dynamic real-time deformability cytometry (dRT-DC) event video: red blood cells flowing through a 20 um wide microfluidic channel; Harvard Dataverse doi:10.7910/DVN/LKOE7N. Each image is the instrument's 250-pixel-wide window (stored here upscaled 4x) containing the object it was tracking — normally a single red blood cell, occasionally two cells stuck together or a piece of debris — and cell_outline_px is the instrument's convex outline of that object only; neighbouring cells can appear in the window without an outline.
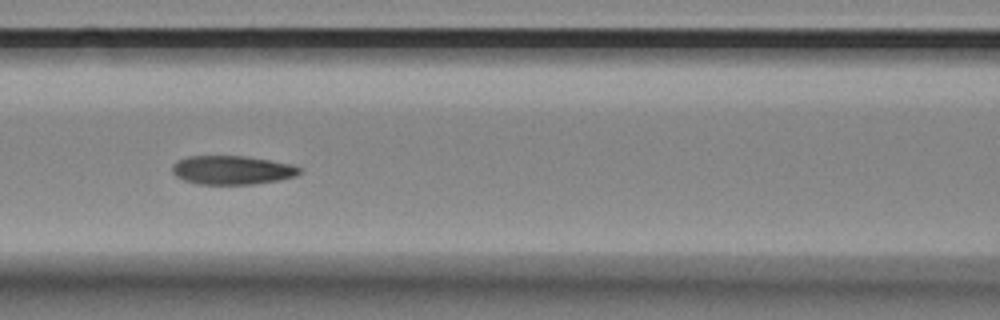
{"species": "Egyptian fruit bat (a non-hibernating species)", "species_latin": "Rousettus aegyptiacus", "temperature_condition": "room temperature", "stored_images_in_passage": 9, "camera_frame_rate_fps": 3000, "um_per_image_px": 0.085, "animal": {"sex": "female"}, "frame": {"image": 1, "passage_image": 6, "time_ms": 1.667, "image_size_px": [1000, 320], "cell_outline_px": [[300, 172], [296, 176], [276, 180], [252, 184], [196, 184], [184, 180], [176, 176], [172, 172], [172, 164], [176, 160], [188, 156], [244, 156], [292, 164], [300, 168]], "centroid_in_image_um": [19.67, 14.45], "position_along_channel_um": 146.9, "area_um2": 21.27}}
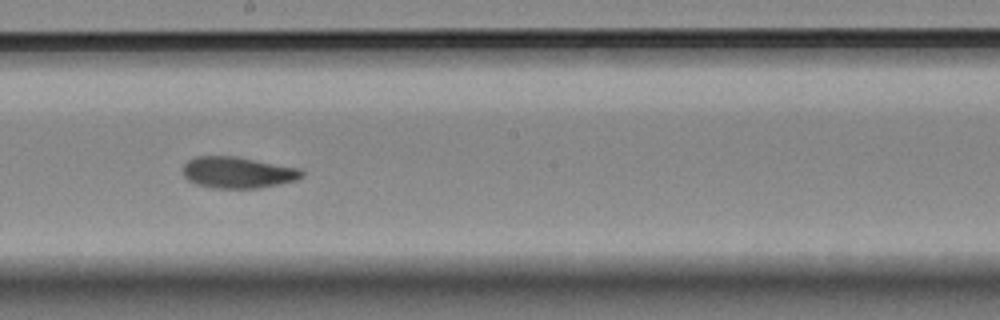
{"frame": {"image": 2, "passage_image": 8, "time_ms": 2.333, "image_size_px": [1000, 320], "cell_outline_px": [[304, 176], [296, 180], [280, 184], [260, 188], [212, 188], [196, 184], [188, 180], [184, 176], [184, 164], [188, 160], [196, 156], [236, 156], [300, 168], [304, 172]], "centroid_in_image_um": [20.23, 14.66], "position_along_channel_um": 228.0, "area_um2": 21.85}}
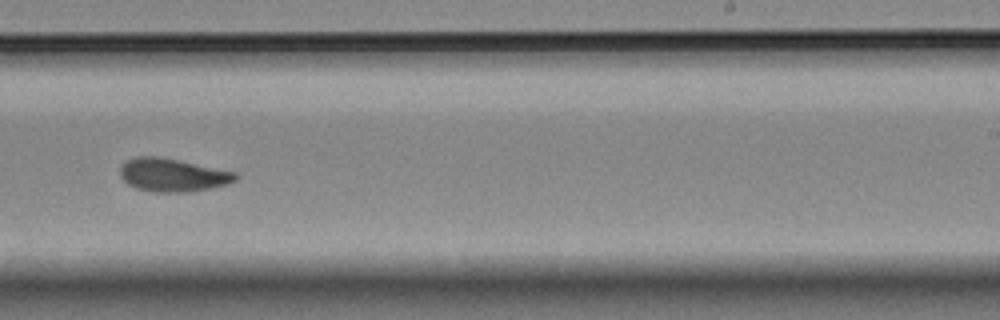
{"frame": {"image": 3, "passage_image": 9, "time_ms": 2.667, "image_size_px": [1000, 320], "cell_outline_px": [[240, 176], [236, 180], [224, 184], [192, 192], [152, 192], [136, 188], [128, 184], [120, 176], [120, 168], [128, 160], [136, 156], [156, 156], [236, 172]], "centroid_in_image_um": [14.66, 14.88], "position_along_channel_um": 274.3, "area_um2": 22.02}}